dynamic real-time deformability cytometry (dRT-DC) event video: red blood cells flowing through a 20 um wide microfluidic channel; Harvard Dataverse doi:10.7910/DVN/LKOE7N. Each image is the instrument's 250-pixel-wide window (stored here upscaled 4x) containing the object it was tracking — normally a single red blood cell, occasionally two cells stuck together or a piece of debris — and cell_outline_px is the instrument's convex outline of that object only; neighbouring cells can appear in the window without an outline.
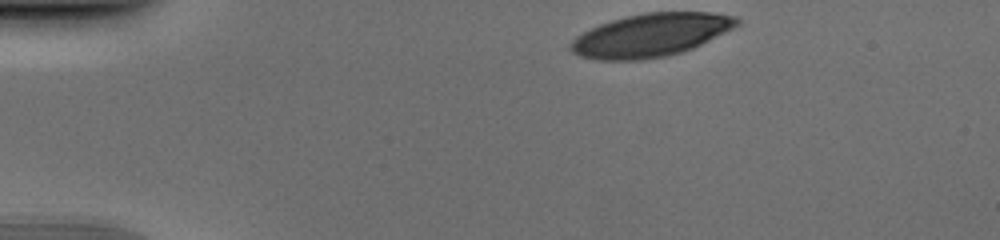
{"species": "human", "species_latin": "Homo sapiens", "temperature_condition": "cold", "stored_images_in_passage": 36, "camera_frame_rate_fps": 3000, "um_per_image_px": 0.085, "donor": {"sex": "male"}, "frame": {"image": 1, "passage_image": 1, "time_ms": 0.0, "image_size_px": [1000, 240], "cell_outline_px": [[740, 24], [692, 48], [668, 56], [640, 60], [596, 60], [580, 56], [572, 52], [568, 48], [568, 44], [576, 36], [600, 24], [612, 20], [644, 12], [712, 12], [736, 16], [740, 20]], "centroid_in_image_um": [55.29, 2.99], "position_along_channel_um": 29.7, "area_um2": 41.62}}
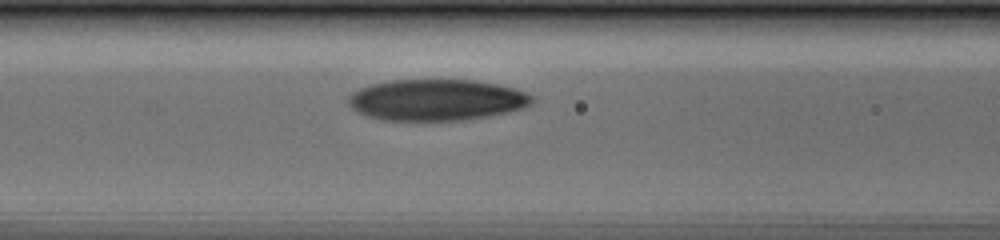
{"frame": {"image": 2, "passage_image": 14, "time_ms": 4.333, "image_size_px": [1000, 240], "cell_outline_px": [[536, 100], [532, 104], [524, 108], [508, 112], [488, 116], [464, 120], [380, 120], [356, 112], [348, 104], [348, 96], [352, 92], [360, 88], [372, 84], [392, 80], [476, 80], [516, 88], [532, 96]], "centroid_in_image_um": [37.12, 8.49], "position_along_channel_um": 129.5, "area_um2": 44.39}}
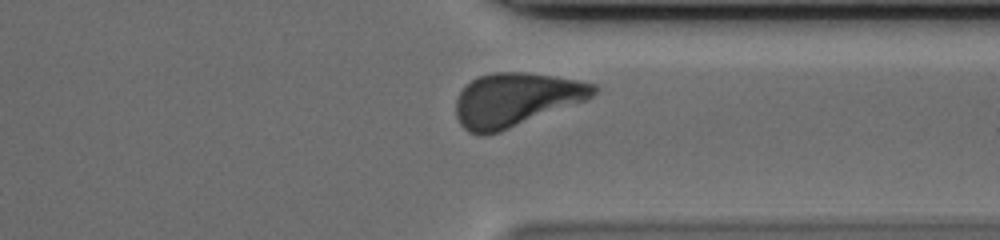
{"frame": {"image": 3, "passage_image": 32, "time_ms": 10.333, "image_size_px": [1000, 240], "cell_outline_px": [[600, 88], [588, 100], [500, 132], [484, 136], [480, 136], [468, 132], [460, 124], [456, 116], [456, 100], [460, 92], [472, 80], [480, 76], [492, 72], [524, 72], [556, 76], [580, 80], [596, 84]], "centroid_in_image_um": [43.88, 8.48], "position_along_channel_um": 367.5, "area_um2": 43.41}}